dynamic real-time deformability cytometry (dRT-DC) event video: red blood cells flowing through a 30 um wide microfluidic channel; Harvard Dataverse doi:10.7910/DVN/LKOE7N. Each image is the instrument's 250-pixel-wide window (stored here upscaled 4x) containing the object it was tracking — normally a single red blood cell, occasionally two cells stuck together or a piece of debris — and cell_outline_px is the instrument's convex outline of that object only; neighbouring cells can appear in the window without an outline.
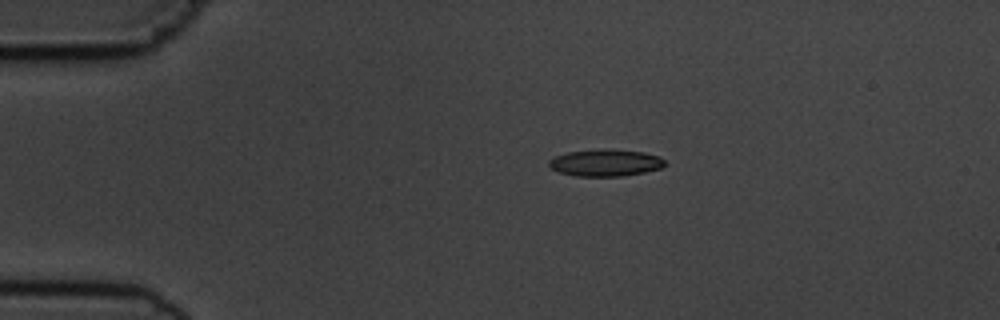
{"species": "common noctule bat (a hibernating species)", "species_latin": "Nyctalus noctula", "temperature_condition": "cold", "stored_images_in_passage": 3, "camera_frame_rate_fps": 3000, "um_per_image_px": 0.085, "animal": {"sex": "male", "body_mass_g": 19.5, "forearm_length_mm": 54.6}, "frame": {"image": 1, "passage_image": 1, "time_ms": 0.0, "image_size_px": [1000, 320], "cell_outline_px": [[664, 164], [660, 168], [644, 172], [620, 176], [576, 176], [560, 172], [548, 168], [548, 160], [556, 156], [568, 152], [644, 152], [660, 156], [664, 160]], "centroid_in_image_um": [51.43, 13.89], "position_along_channel_um": 33.6, "area_um2": 17.11}}
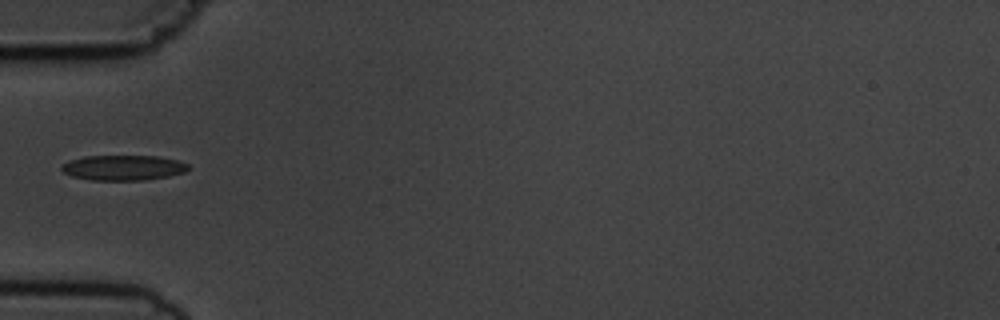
{"frame": {"image": 2, "passage_image": 3, "time_ms": 2.333, "image_size_px": [1000, 320], "cell_outline_px": [[192, 168], [184, 172], [168, 176], [144, 180], [92, 180], [72, 176], [64, 172], [60, 168], [64, 164], [72, 160], [84, 156], [156, 156], [180, 160], [188, 164]], "centroid_in_image_um": [10.54, 14.25], "position_along_channel_um": 74.5, "area_um2": 18.55}}